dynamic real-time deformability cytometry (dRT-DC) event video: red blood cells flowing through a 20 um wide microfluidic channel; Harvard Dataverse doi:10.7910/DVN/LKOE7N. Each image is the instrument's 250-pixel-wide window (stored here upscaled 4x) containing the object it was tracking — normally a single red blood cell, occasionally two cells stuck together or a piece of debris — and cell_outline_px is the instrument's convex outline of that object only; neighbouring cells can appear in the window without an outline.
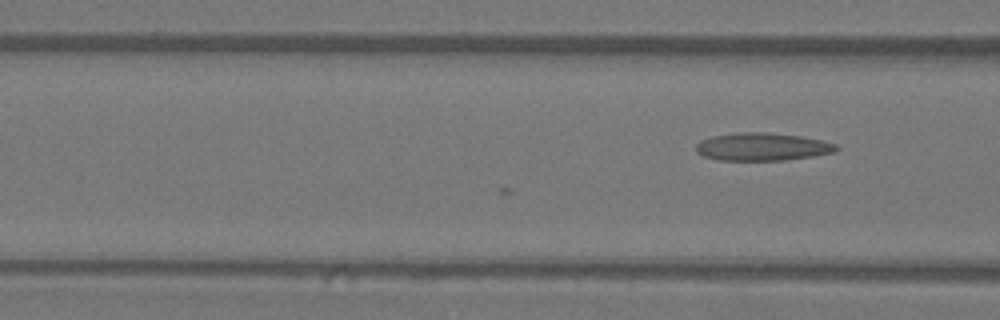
{"species": "Egyptian fruit bat (a non-hibernating species)", "species_latin": "Rousettus aegyptiacus", "temperature_condition": "warm", "stored_images_in_passage": 7, "camera_frame_rate_fps": 3000, "um_per_image_px": 0.085, "animal": {"sex": "female"}, "frame": {"image": 1, "passage_image": 7, "time_ms": 2.0, "image_size_px": [1000, 320], "cell_outline_px": [[840, 148], [836, 152], [812, 156], [784, 160], [716, 160], [704, 156], [696, 152], [696, 144], [700, 140], [712, 136], [740, 132], [768, 132], [800, 136], [824, 140], [836, 144]], "centroid_in_image_um": [64.81, 12.47], "position_along_channel_um": 101.8, "area_um2": 22.89}}